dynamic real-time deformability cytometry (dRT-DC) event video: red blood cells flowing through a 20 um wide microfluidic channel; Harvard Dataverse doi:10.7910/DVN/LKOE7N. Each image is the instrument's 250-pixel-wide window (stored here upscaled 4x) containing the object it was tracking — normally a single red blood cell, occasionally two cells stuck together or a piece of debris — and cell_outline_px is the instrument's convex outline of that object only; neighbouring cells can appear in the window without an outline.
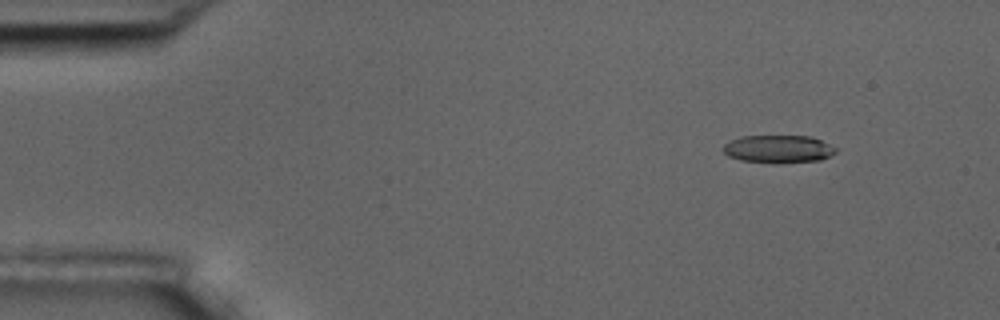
{"species": "common noctule bat (a hibernating species)", "species_latin": "Nyctalus noctula", "temperature_condition": "room temperature", "stored_images_in_passage": 3, "camera_frame_rate_fps": 3000, "um_per_image_px": 0.085, "animal": {"sex": "male", "body_mass_g": 17.5, "forearm_length_mm": 52.3}, "frame": {"image": 1, "passage_image": 1, "time_ms": 0.0, "image_size_px": [1000, 320], "cell_outline_px": [[836, 152], [820, 160], [776, 164], [740, 160], [728, 156], [720, 148], [728, 140], [740, 136], [812, 136], [836, 148]], "centroid_in_image_um": [66.09, 12.67], "position_along_channel_um": 18.9, "area_um2": 18.5}}